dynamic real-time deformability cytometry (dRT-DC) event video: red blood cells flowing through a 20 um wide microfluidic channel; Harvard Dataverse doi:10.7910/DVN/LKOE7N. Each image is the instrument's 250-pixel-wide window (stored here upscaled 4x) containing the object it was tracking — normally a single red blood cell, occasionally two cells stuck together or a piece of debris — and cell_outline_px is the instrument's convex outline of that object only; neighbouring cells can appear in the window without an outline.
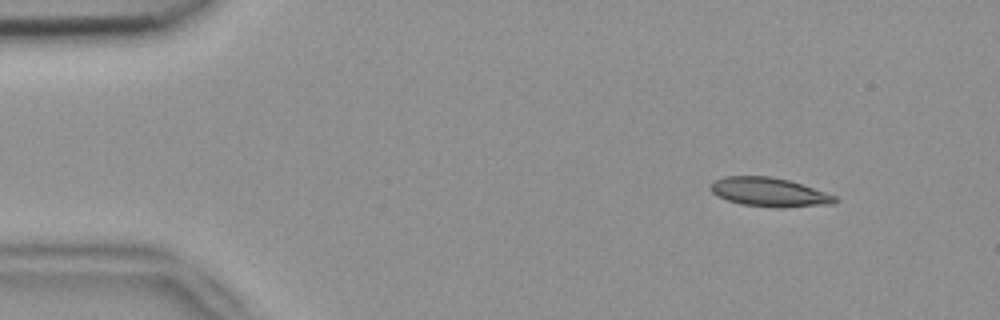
{"species": "common noctule bat (a hibernating species)", "species_latin": "Nyctalus noctula", "temperature_condition": "room temperature", "stored_images_in_passage": 6, "camera_frame_rate_fps": 3000, "um_per_image_px": 0.085, "animal": {"sex": "female", "body_mass_g": 18.4}, "frame": {"image": 1, "passage_image": 1, "time_ms": 0.0, "image_size_px": [1000, 320], "cell_outline_px": [[840, 200], [836, 204], [780, 208], [776, 208], [740, 204], [716, 196], [708, 188], [712, 180], [724, 176], [772, 176], [788, 180], [836, 196]], "centroid_in_image_um": [65.36, 16.34], "position_along_channel_um": 19.6, "area_um2": 21.27}}
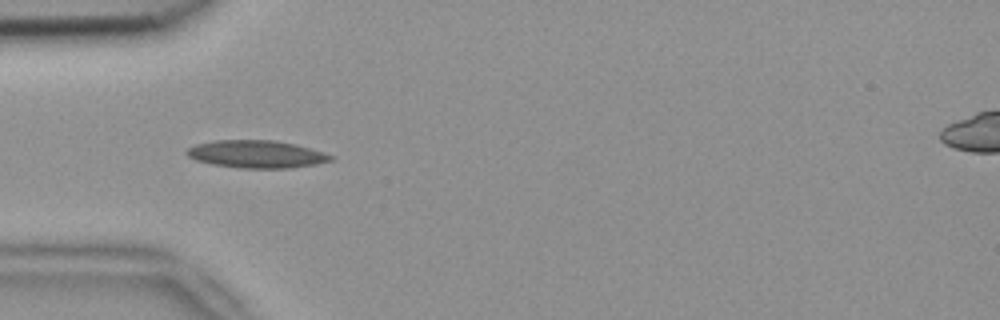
{"frame": {"image": 2, "passage_image": 4, "time_ms": 1.0, "image_size_px": [1000, 320], "cell_outline_px": [[336, 156], [332, 160], [316, 164], [292, 168], [240, 168], [212, 164], [196, 160], [188, 156], [184, 152], [188, 148], [196, 144], [216, 140], [272, 140], [296, 144]], "centroid_in_image_um": [21.81, 13.1], "position_along_channel_um": 63.2, "area_um2": 23.18}}